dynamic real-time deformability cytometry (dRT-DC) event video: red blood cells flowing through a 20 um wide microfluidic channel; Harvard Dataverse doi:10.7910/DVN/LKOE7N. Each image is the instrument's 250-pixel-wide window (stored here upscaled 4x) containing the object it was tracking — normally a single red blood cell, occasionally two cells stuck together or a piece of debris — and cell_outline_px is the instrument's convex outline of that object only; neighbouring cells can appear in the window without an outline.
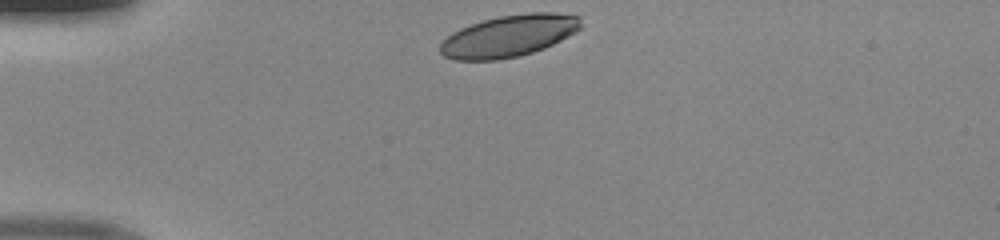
{"species": "human", "species_latin": "Homo sapiens", "temperature_condition": "room temperature", "stored_images_in_passage": 30, "camera_frame_rate_fps": 3000, "um_per_image_px": 0.085, "donor": {"sex": "male"}, "frame": {"image": 1, "passage_image": 1, "time_ms": 0.0, "image_size_px": [1000, 240], "cell_outline_px": [[580, 28], [560, 40], [544, 48], [520, 56], [496, 60], [456, 60], [444, 56], [440, 52], [440, 44], [452, 32], [460, 28], [484, 20], [500, 16], [528, 12], [552, 12], [580, 16]], "centroid_in_image_um": [43.23, 3.05], "position_along_channel_um": 41.8, "area_um2": 33.99}}
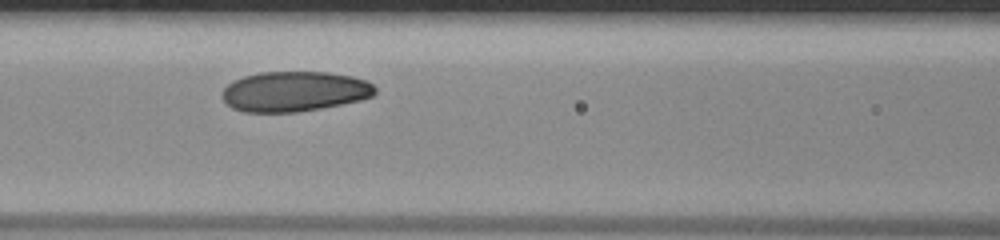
{"frame": {"image": 2, "passage_image": 11, "time_ms": 3.333, "image_size_px": [1000, 240], "cell_outline_px": [[376, 92], [372, 96], [360, 100], [320, 108], [296, 112], [244, 112], [232, 108], [220, 96], [224, 88], [232, 80], [244, 76], [260, 72], [328, 72], [352, 76], [368, 80], [376, 88]], "centroid_in_image_um": [25.01, 7.76], "position_along_channel_um": 141.6, "area_um2": 35.89}}
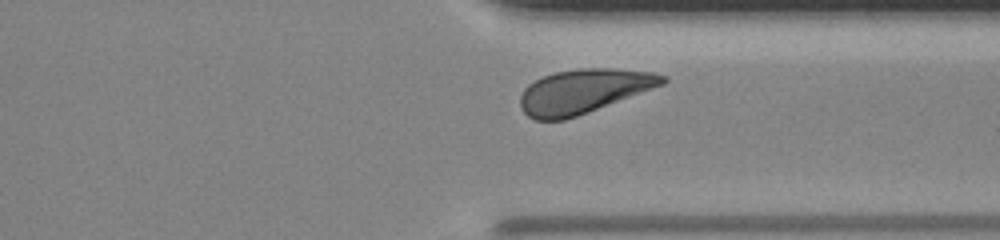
{"frame": {"image": 3, "passage_image": 27, "time_ms": 8.667, "image_size_px": [1000, 240], "cell_outline_px": [[668, 80], [664, 84], [576, 116], [564, 120], [536, 120], [528, 116], [520, 108], [520, 96], [524, 88], [528, 84], [544, 76], [556, 72], [580, 68], [612, 68], [652, 72], [668, 76]], "centroid_in_image_um": [49.58, 7.74], "position_along_channel_um": 361.8, "area_um2": 36.3}}